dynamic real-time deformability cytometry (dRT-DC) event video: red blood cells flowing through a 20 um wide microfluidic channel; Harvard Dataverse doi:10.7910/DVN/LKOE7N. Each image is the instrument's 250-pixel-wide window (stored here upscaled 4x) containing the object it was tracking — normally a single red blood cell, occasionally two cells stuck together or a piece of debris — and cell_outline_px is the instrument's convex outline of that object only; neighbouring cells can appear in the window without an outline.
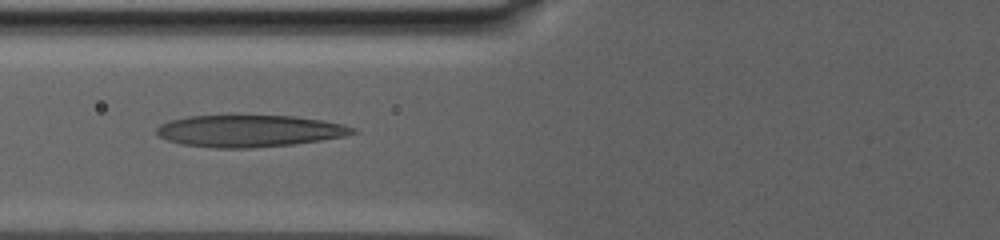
{"species": "human", "species_latin": "Homo sapiens", "temperature_condition": "warm", "stored_images_in_passage": 6, "camera_frame_rate_fps": 3000, "um_per_image_px": 0.085, "donor": {"sex": "male"}, "frame": {"image": 1, "passage_image": 4, "time_ms": 2.0, "image_size_px": [1000, 240], "cell_outline_px": [[360, 132], [344, 136], [320, 140], [292, 144], [252, 148], [216, 148], [180, 144], [168, 140], [160, 136], [156, 132], [156, 128], [160, 124], [168, 120], [188, 116], [296, 116], [324, 120], [344, 124], [356, 128]], "centroid_in_image_um": [21.22, 11.13], "position_along_channel_um": 104.6, "area_um2": 36.53}}
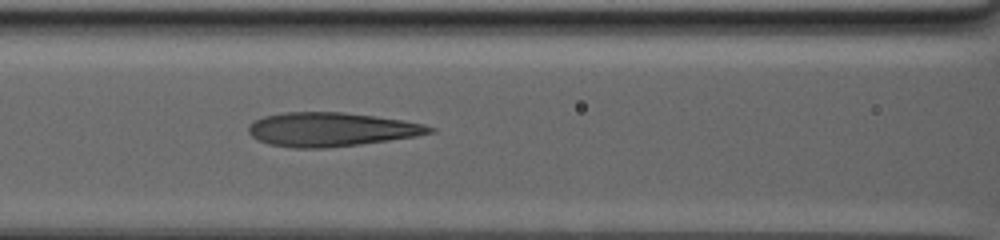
{"frame": {"image": 2, "passage_image": 6, "time_ms": 3.333, "image_size_px": [1000, 240], "cell_outline_px": [[436, 132], [416, 136], [360, 144], [324, 148], [292, 148], [268, 144], [256, 140], [248, 132], [248, 124], [252, 120], [264, 116], [284, 112], [344, 112], [376, 116], [404, 120], [424, 124], [436, 128]], "centroid_in_image_um": [28.12, 11.0], "position_along_channel_um": 138.5, "area_um2": 36.13}}